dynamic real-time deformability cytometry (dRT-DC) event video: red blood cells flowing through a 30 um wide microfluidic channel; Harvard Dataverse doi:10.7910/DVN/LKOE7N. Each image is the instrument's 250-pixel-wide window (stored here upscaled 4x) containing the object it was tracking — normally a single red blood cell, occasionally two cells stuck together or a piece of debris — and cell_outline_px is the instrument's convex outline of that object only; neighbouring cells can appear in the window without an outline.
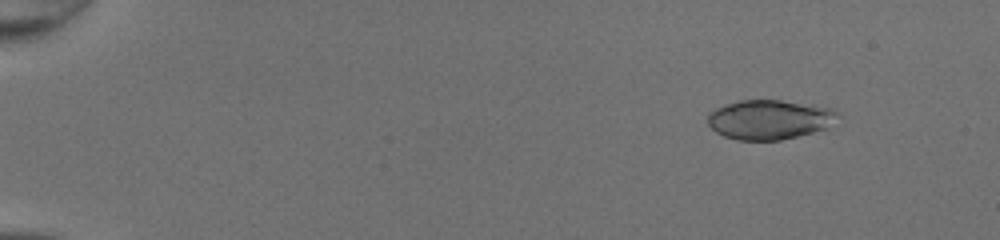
{"species": "common noctule bat (a hibernating species)", "species_latin": "Nyctalus noctula", "temperature_condition": "room temperature", "stored_images_in_passage": 50, "camera_frame_rate_fps": 3000, "um_per_image_px": 0.085, "animal": {"sex": "female", "body_mass_g": 20.0, "forearm_length_mm": 54.0}, "frame": {"image": 1, "passage_image": 6, "time_ms": 1.667, "image_size_px": [1000, 240], "cell_outline_px": [[840, 116], [824, 128], [812, 132], [780, 140], [736, 140], [724, 136], [716, 132], [708, 124], [708, 112], [724, 104], [740, 100], [780, 100], [832, 108], [840, 112]], "centroid_in_image_um": [65.37, 10.15], "position_along_channel_um": 19.6, "area_um2": 29.82}}
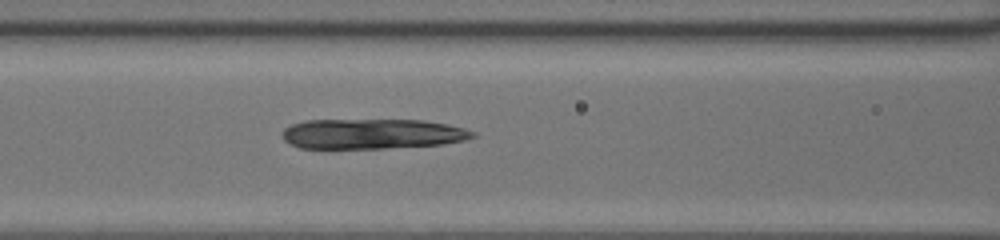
{"frame": {"image": 2, "passage_image": 24, "time_ms": 7.667, "image_size_px": [1000, 240], "cell_outline_px": [[476, 136], [464, 140], [444, 144], [384, 148], [300, 148], [284, 140], [280, 132], [284, 128], [292, 124], [304, 120], [424, 120], [448, 124], [464, 128], [476, 132]], "centroid_in_image_um": [31.63, 11.37], "position_along_channel_um": 135.0, "area_um2": 33.52}}
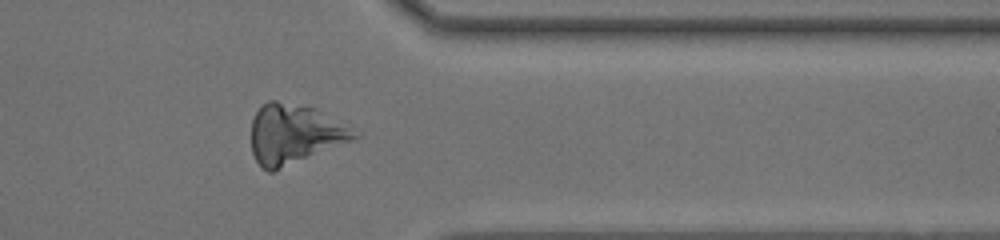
{"frame": {"image": 3, "passage_image": 42, "time_ms": 13.667, "image_size_px": [1000, 240], "cell_outline_px": [[360, 136], [352, 140], [272, 172], [268, 172], [256, 160], [252, 152], [252, 120], [260, 104], [268, 100], [276, 100], [316, 108], [348, 128]], "centroid_in_image_um": [24.95, 11.38], "position_along_channel_um": 386.5, "area_um2": 35.08}}